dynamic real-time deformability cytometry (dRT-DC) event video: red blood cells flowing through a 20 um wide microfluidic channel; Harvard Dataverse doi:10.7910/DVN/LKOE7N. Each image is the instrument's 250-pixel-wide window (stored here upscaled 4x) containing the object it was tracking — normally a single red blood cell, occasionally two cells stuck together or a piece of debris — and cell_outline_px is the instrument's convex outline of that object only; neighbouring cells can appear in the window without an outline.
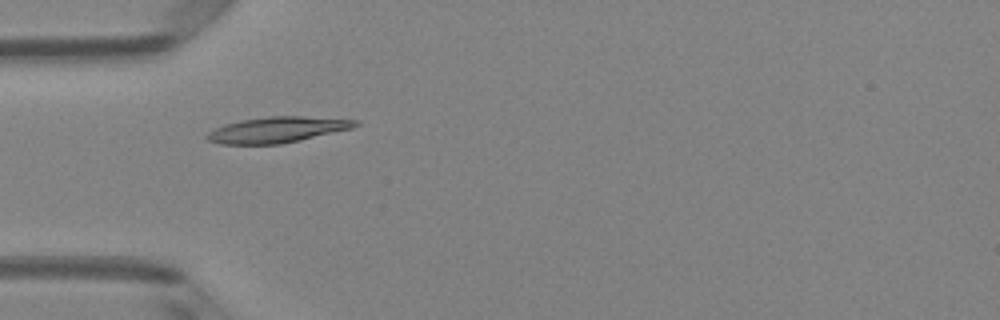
{"species": "Egyptian fruit bat (a non-hibernating species)", "species_latin": "Rousettus aegyptiacus", "temperature_condition": "room temperature", "stored_images_in_passage": 36, "camera_frame_rate_fps": 3000, "um_per_image_px": 0.085, "animal": {"sex": "female"}, "frame": {"image": 1, "passage_image": 1, "time_ms": 0.0, "image_size_px": [1000, 320], "cell_outline_px": [[360, 124], [352, 128], [300, 140], [280, 144], [220, 144], [208, 140], [204, 136], [212, 128], [224, 124], [240, 120], [268, 116], [300, 116], [360, 120]], "centroid_in_image_um": [23.53, 11.02], "position_along_channel_um": 61.5, "area_um2": 22.37}}
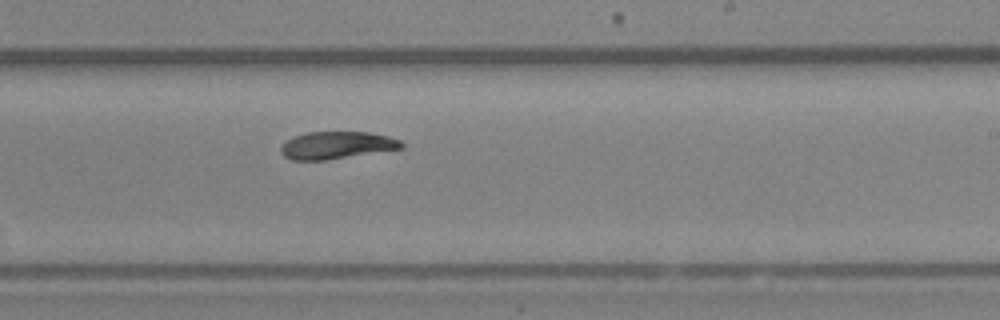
{"frame": {"image": 2, "passage_image": 16, "time_ms": 5.0, "image_size_px": [1000, 320], "cell_outline_px": [[404, 148], [324, 160], [292, 160], [284, 156], [280, 152], [280, 148], [292, 136], [304, 132], [368, 132], [388, 136], [400, 140], [404, 144]], "centroid_in_image_um": [28.61, 12.34], "position_along_channel_um": 260.4, "area_um2": 19.19}}
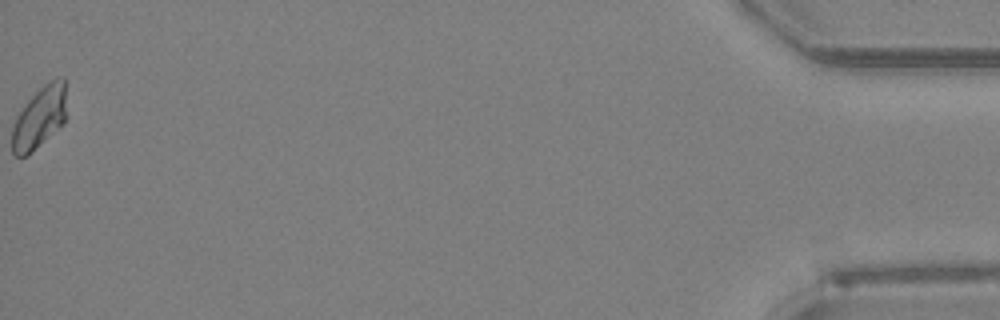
{"frame": {"image": 3, "passage_image": 36, "time_ms": 11.667, "image_size_px": [1000, 320], "cell_outline_px": [[68, 116], [64, 124], [24, 156], [12, 156], [12, 124], [16, 116], [28, 100], [44, 84], [56, 76], [64, 76]], "centroid_in_image_um": [3.4, 9.93], "position_along_channel_um": 431.8, "area_um2": 19.88}, "authors_computed_cell_mechanics": {"area_um2": 19.9121, "velocity_mm_per_s": 4.0318, "shape_relaxation_time_tau1_ms": 8.5195, "shape_relaxation_time_tau2_ms": 1.3717, "deformation_change_tau1": 0.191, "deformation_change_tau2": 0.0541}}